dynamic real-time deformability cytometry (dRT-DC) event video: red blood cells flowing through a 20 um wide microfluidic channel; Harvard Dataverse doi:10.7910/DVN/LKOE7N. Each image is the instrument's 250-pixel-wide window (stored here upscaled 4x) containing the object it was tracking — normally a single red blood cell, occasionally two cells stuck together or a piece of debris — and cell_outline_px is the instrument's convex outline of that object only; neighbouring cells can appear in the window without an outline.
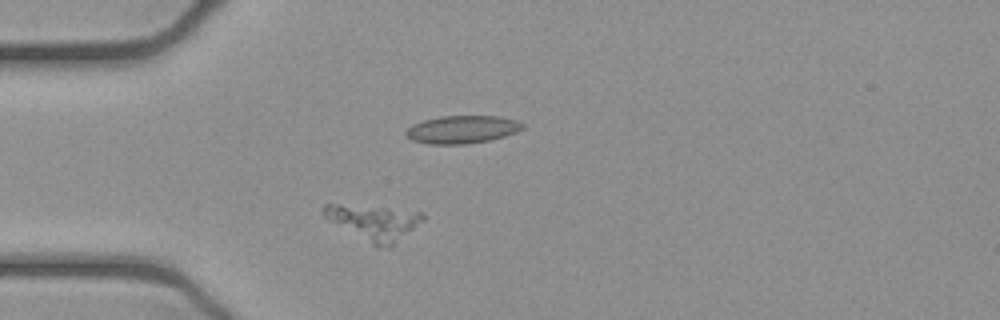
{"species": "common noctule bat (a hibernating species)", "species_latin": "Nyctalus noctula", "temperature_condition": "cold", "stored_images_in_passage": 40, "camera_frame_rate_fps": 3000, "um_per_image_px": 0.085, "animal": {"sex": "female", "body_mass_g": 21.9}, "frame": {"image": 1, "passage_image": 1, "time_ms": 0.0, "image_size_px": [1000, 320], "cell_outline_px": [[424, 220], [392, 248], [376, 248], [328, 220], [324, 216], [324, 204], [340, 204], [424, 212]], "centroid_in_image_um": [31.82, 18.95], "position_along_channel_um": 53.2, "area_um2": 20.4}}
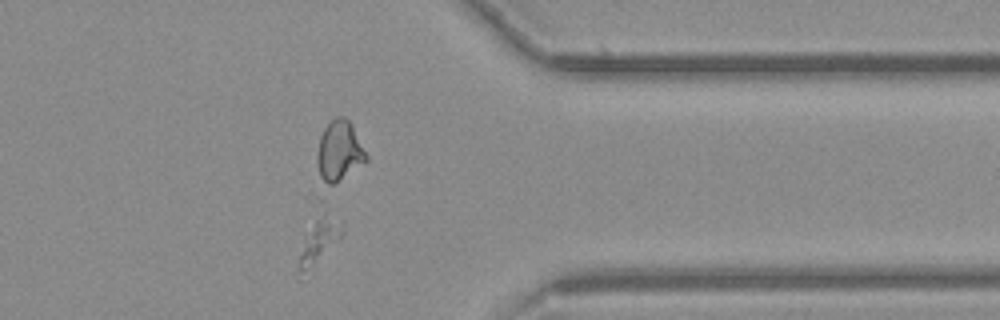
{"frame": {"image": 2, "passage_image": 29, "time_ms": 9.333, "image_size_px": [1000, 320], "cell_outline_px": [[344, 232], [312, 276], [300, 280], [296, 280], [296, 268], [304, 196], [344, 220]], "centroid_in_image_um": [26.88, 20.19], "position_along_channel_um": 384.5, "area_um2": 17.4}}
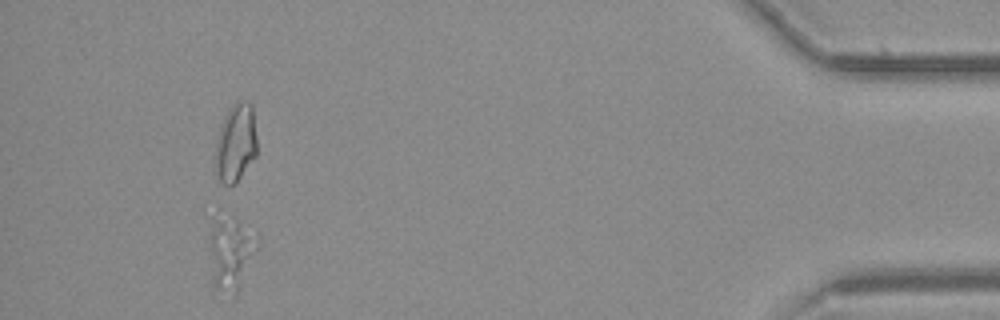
{"frame": {"image": 3, "passage_image": 36, "time_ms": 11.667, "image_size_px": [1000, 320], "cell_outline_px": [[260, 244], [240, 288], [236, 292], [212, 292], [208, 216], [212, 216], [236, 220], [256, 232]], "centroid_in_image_um": [19.58, 21.5], "position_along_channel_um": 415.6, "area_um2": 21.21}}